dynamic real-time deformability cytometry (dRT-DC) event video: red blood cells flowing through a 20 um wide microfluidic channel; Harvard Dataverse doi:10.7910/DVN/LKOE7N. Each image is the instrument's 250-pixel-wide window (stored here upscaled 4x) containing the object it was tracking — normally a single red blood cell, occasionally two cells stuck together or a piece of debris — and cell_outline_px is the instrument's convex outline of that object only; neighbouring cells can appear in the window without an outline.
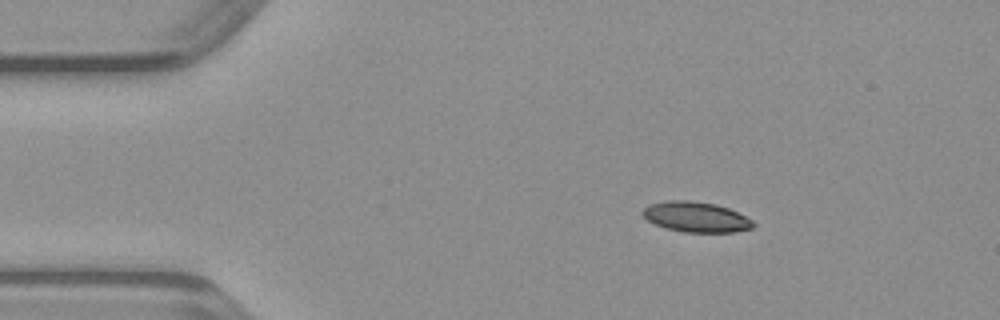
{"species": "common noctule bat (a hibernating species)", "species_latin": "Nyctalus noctula", "temperature_condition": "warm", "stored_images_in_passage": 42, "camera_frame_rate_fps": 3000, "um_per_image_px": 0.085, "animal": {"sex": "male", "body_mass_g": 23.1, "forearm_length_mm": 52.7}, "frame": {"image": 1, "passage_image": 1, "time_ms": 0.0, "image_size_px": [1000, 320], "cell_outline_px": [[756, 224], [752, 228], [732, 232], [684, 232], [668, 228], [656, 224], [648, 220], [640, 212], [648, 204], [668, 200], [688, 200], [716, 204], [728, 208], [752, 220]], "centroid_in_image_um": [59.15, 18.43], "position_along_channel_um": 25.9, "area_um2": 19.36}}
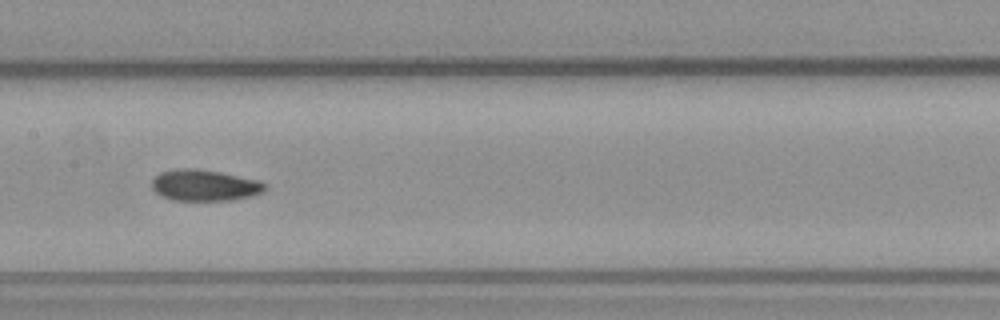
{"frame": {"image": 2, "passage_image": 17, "time_ms": 5.333, "image_size_px": [1000, 320], "cell_outline_px": [[264, 188], [260, 192], [252, 196], [232, 200], [172, 200], [156, 192], [152, 188], [152, 180], [160, 172], [180, 168], [196, 168], [220, 172], [256, 180], [264, 184]], "centroid_in_image_um": [17.34, 15.75], "position_along_channel_um": 190.1, "area_um2": 20.23}}
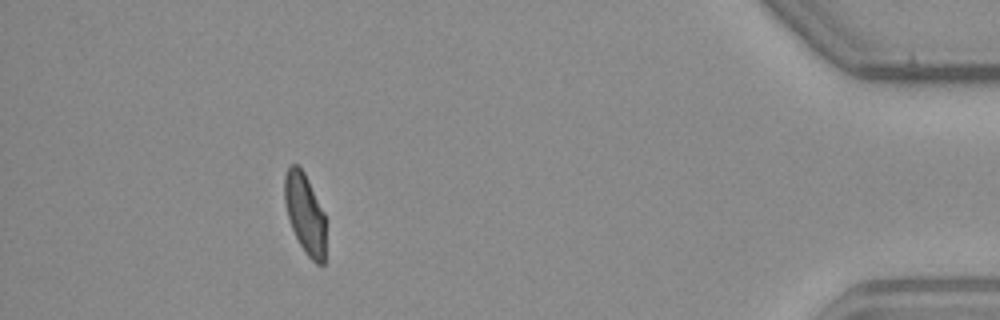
{"frame": {"image": 3, "passage_image": 37, "time_ms": 12.0, "image_size_px": [1000, 320], "cell_outline_px": [[324, 264], [316, 264], [308, 256], [300, 244], [292, 228], [288, 216], [284, 200], [284, 176], [288, 168], [292, 164], [296, 164], [304, 172], [324, 212]], "centroid_in_image_um": [25.91, 18.13], "position_along_channel_um": 409.3, "area_um2": 18.84}}